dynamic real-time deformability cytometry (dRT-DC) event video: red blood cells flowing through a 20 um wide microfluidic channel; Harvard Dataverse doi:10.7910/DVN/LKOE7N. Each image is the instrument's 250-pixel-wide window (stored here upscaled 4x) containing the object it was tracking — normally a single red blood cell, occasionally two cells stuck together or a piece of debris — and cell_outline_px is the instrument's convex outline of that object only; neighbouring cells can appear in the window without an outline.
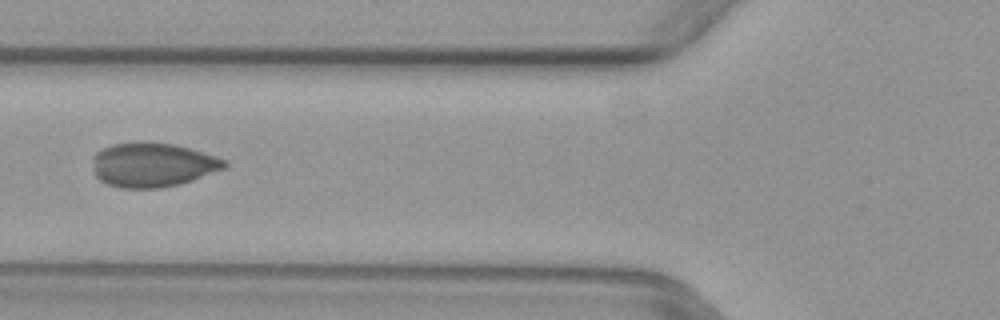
{"species": "common noctule bat (a hibernating species)", "species_latin": "Nyctalus noctula", "temperature_condition": "warm", "stored_images_in_passage": 8, "camera_frame_rate_fps": 3000, "um_per_image_px": 0.085, "animal": {"sex": "female", "body_mass_g": 29.2, "forearm_length_mm": 56.3}, "frame": {"image": 1, "passage_image": 7, "time_ms": 2.0, "image_size_px": [1000, 320], "cell_outline_px": [[228, 168], [180, 184], [160, 188], [120, 188], [108, 184], [100, 180], [92, 172], [92, 156], [96, 152], [112, 144], [136, 140], [148, 140], [172, 144], [204, 152], [228, 160]], "centroid_in_image_um": [12.97, 13.99], "position_along_channel_um": 112.8, "area_um2": 34.85}}